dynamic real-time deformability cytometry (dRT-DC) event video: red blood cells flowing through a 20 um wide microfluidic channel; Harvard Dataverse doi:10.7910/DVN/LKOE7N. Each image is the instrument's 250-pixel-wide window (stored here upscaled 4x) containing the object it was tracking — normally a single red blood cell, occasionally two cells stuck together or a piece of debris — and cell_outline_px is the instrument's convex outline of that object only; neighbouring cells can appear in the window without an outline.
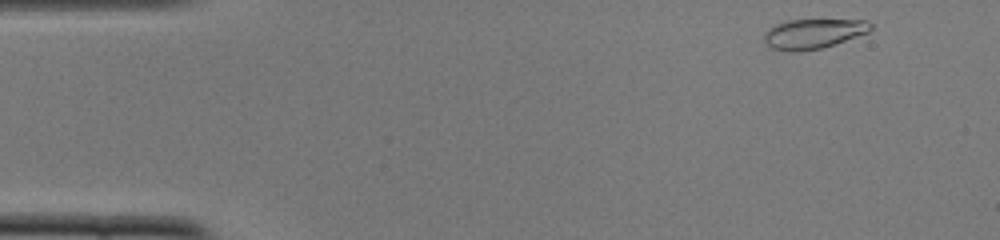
{"species": "common noctule bat (a hibernating species)", "species_latin": "Nyctalus noctula", "temperature_condition": "cold", "stored_images_in_passage": 47, "camera_frame_rate_fps": 3000, "um_per_image_px": 0.085, "animal": {"sex": "female", "body_mass_g": 22.0, "forearm_length_mm": 56.7}, "frame": {"image": 1, "passage_image": 1, "time_ms": 0.0, "image_size_px": [1000, 240], "cell_outline_px": [[872, 28], [868, 32], [820, 48], [800, 52], [788, 52], [768, 48], [764, 44], [764, 32], [768, 28], [776, 24], [788, 20], [864, 20], [872, 24]], "centroid_in_image_um": [69.03, 2.88], "position_along_channel_um": 16.0, "area_um2": 18.5}}
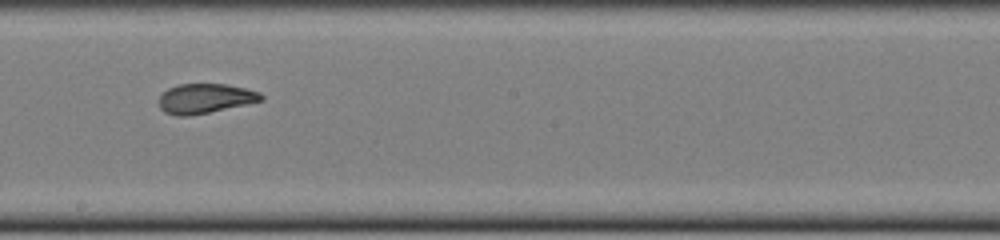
{"frame": {"image": 2, "passage_image": 25, "time_ms": 8.0, "image_size_px": [1000, 240], "cell_outline_px": [[264, 100], [208, 112], [188, 116], [176, 116], [164, 112], [160, 108], [156, 100], [168, 88], [180, 84], [224, 84], [244, 88], [260, 92], [264, 96]], "centroid_in_image_um": [17.39, 8.37], "position_along_channel_um": 230.8, "area_um2": 17.63}}
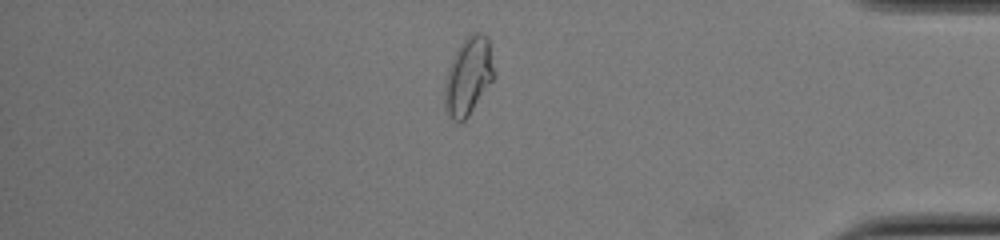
{"frame": {"image": 3, "passage_image": 40, "time_ms": 13.0, "image_size_px": [1000, 240], "cell_outline_px": [[496, 76], [468, 116], [464, 120], [452, 120], [448, 116], [444, 108], [444, 88], [448, 72], [452, 60], [460, 44], [472, 32], [480, 32], [488, 36]], "centroid_in_image_um": [39.83, 6.47], "position_along_channel_um": 395.4, "area_um2": 22.31}}